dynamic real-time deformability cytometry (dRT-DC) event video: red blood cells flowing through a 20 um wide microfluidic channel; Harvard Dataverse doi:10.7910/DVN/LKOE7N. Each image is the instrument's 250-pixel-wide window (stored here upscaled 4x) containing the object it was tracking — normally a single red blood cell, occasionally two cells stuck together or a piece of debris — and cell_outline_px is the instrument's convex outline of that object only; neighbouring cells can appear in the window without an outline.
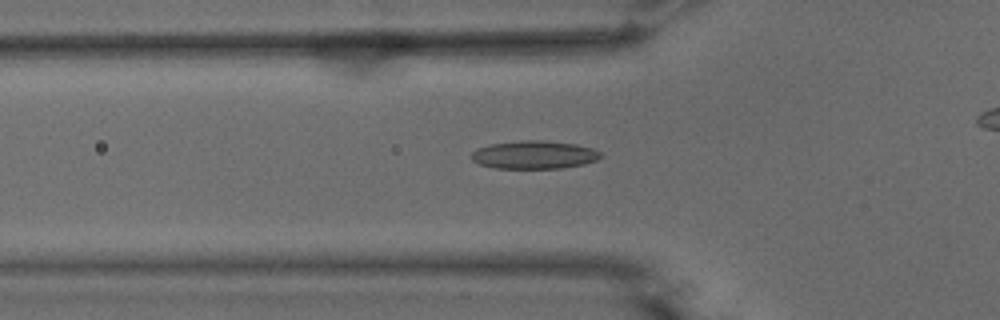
{"species": "common noctule bat (a hibernating species)", "species_latin": "Nyctalus noctula", "temperature_condition": "warm", "stored_images_in_passage": 50, "camera_frame_rate_fps": 3000, "um_per_image_px": 0.085, "animal": {"sex": "male", "body_mass_g": 15.6}, "frame": {"image": 1, "passage_image": 19, "time_ms": 6.0, "image_size_px": [1000, 320], "cell_outline_px": [[600, 156], [596, 160], [584, 164], [560, 168], [496, 168], [480, 164], [472, 160], [472, 152], [476, 148], [492, 144], [520, 140], [544, 140], [576, 144], [592, 148], [600, 152]], "centroid_in_image_um": [45.39, 13.15], "position_along_channel_um": 80.4, "area_um2": 21.04}}
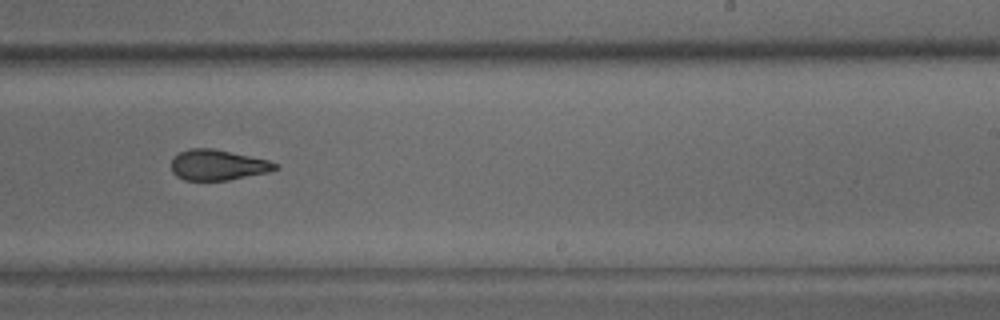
{"frame": {"image": 2, "passage_image": 34, "time_ms": 11.0, "image_size_px": [1000, 320], "cell_outline_px": [[280, 168], [268, 172], [228, 180], [184, 180], [176, 176], [172, 172], [172, 160], [180, 152], [188, 148], [212, 148], [268, 160], [280, 164]], "centroid_in_image_um": [18.53, 14.02], "position_along_channel_um": 270.5, "area_um2": 18.44}}
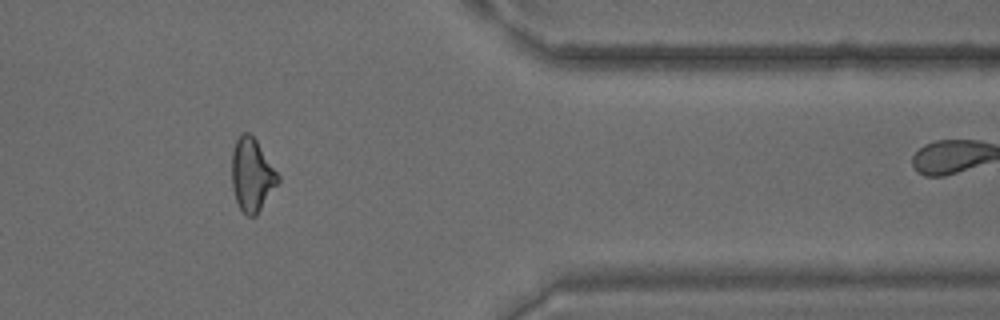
{"frame": {"image": 3, "passage_image": 45, "time_ms": 14.667, "image_size_px": [1000, 320], "cell_outline_px": [[280, 180], [256, 216], [248, 216], [240, 208], [236, 200], [232, 188], [232, 152], [236, 140], [244, 132], [248, 132], [256, 140], [280, 176]], "centroid_in_image_um": [21.41, 14.87], "position_along_channel_um": 390.0, "area_um2": 19.42}, "authors_computed_cell_mechanics": {"area_um2": 19.6231, "velocity_mm_per_s": 3.7874, "shape_relaxation_time_tau1_ms": null, "shape_relaxation_time_tau2_ms": 2.2286, "deformation_change_tau1": null, "deformation_change_tau2": 0.1002}}